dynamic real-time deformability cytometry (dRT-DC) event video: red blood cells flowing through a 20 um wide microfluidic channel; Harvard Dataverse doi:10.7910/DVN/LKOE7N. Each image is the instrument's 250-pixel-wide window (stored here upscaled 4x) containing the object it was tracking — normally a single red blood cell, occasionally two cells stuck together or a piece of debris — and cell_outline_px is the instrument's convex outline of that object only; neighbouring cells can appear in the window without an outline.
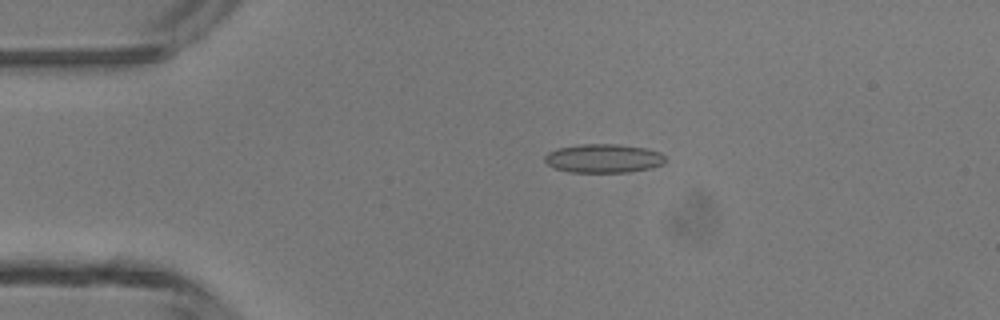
{"species": "common noctule bat (a hibernating species)", "species_latin": "Nyctalus noctula", "temperature_condition": "room temperature", "stored_images_in_passage": 2, "camera_frame_rate_fps": 3000, "um_per_image_px": 0.085, "animal": {"sex": "male", "body_mass_g": 13.3}, "frame": {"image": 1, "passage_image": 1, "time_ms": 0.0, "image_size_px": [1000, 320], "cell_outline_px": [[664, 160], [660, 164], [648, 168], [628, 172], [572, 172], [556, 168], [548, 164], [544, 160], [544, 156], [548, 152], [556, 148], [580, 144], [616, 144], [644, 148], [660, 152], [664, 156]], "centroid_in_image_um": [51.24, 13.45], "position_along_channel_um": 33.8, "area_um2": 19.94}}